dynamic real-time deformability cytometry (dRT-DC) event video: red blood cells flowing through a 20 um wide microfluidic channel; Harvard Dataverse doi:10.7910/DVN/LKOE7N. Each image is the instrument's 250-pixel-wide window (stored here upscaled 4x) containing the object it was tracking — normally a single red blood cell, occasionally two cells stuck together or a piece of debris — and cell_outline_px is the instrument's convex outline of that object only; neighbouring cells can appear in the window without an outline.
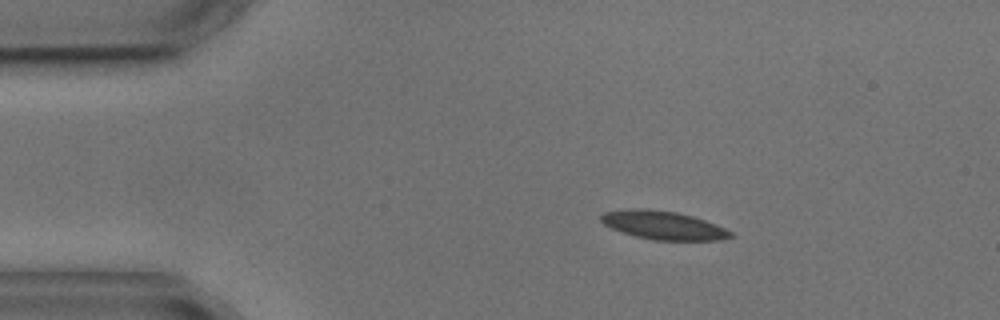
{"species": "common noctule bat (a hibernating species)", "species_latin": "Nyctalus noctula", "temperature_condition": "cold", "stored_images_in_passage": 8, "camera_frame_rate_fps": 3000, "um_per_image_px": 0.085, "animal": {"sex": "male", "body_mass_g": 17.9, "forearm_length_mm": 54.2}, "frame": {"image": 1, "passage_image": 3, "time_ms": 2.667, "image_size_px": [1000, 320], "cell_outline_px": [[736, 236], [720, 240], [652, 240], [636, 236], [612, 228], [604, 224], [600, 220], [600, 216], [604, 212], [628, 208], [648, 208], [676, 212], [692, 216], [704, 220], [724, 228], [732, 232]], "centroid_in_image_um": [56.37, 19.14], "position_along_channel_um": 28.6, "area_um2": 21.44}}
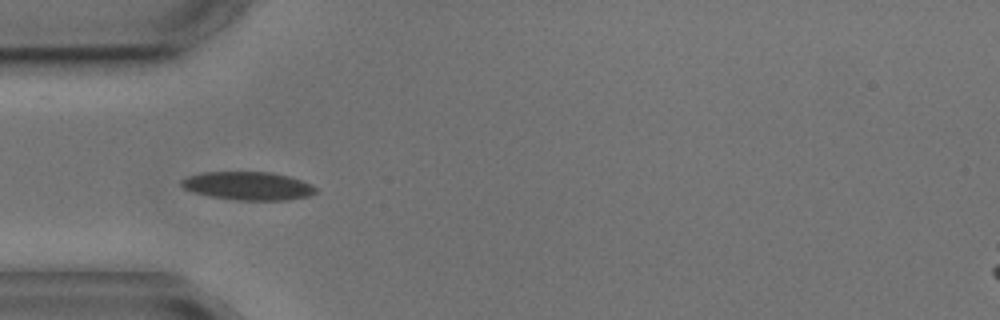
{"frame": {"image": 2, "passage_image": 5, "time_ms": 5.0, "image_size_px": [1000, 320], "cell_outline_px": [[316, 192], [308, 196], [288, 200], [240, 200], [208, 196], [192, 192], [184, 188], [180, 184], [180, 180], [188, 176], [204, 172], [272, 172], [288, 176], [312, 184], [316, 188]], "centroid_in_image_um": [21.07, 15.8], "position_along_channel_um": 63.9, "area_um2": 22.14}}